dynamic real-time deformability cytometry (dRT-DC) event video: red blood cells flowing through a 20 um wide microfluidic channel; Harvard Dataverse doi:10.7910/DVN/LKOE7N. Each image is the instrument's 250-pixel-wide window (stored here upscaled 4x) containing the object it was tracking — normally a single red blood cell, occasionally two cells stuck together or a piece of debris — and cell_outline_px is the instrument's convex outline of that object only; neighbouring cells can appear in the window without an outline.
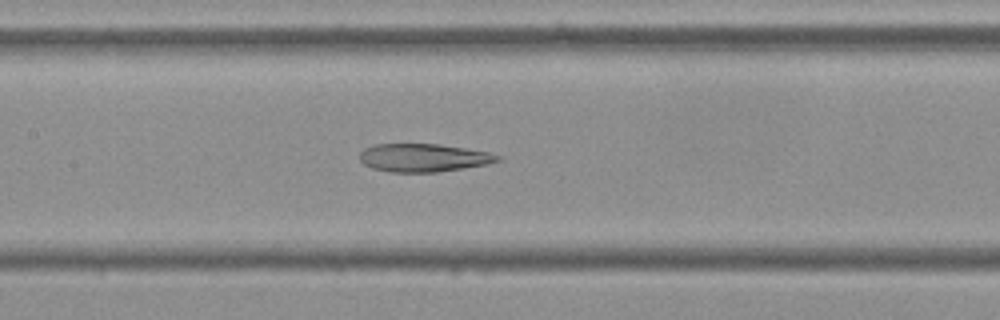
{"species": "Egyptian fruit bat (a non-hibernating species)", "species_latin": "Rousettus aegyptiacus", "temperature_condition": "cold", "stored_images_in_passage": 46, "camera_frame_rate_fps": 3000, "um_per_image_px": 0.085, "frame": {"image": 1, "passage_image": 16, "time_ms": 5.0, "image_size_px": [1000, 320], "cell_outline_px": [[504, 156], [500, 160], [488, 164], [464, 168], [436, 172], [388, 172], [372, 168], [364, 164], [360, 160], [360, 152], [364, 148], [372, 144], [440, 144], [488, 152]], "centroid_in_image_um": [35.99, 13.4], "position_along_channel_um": 171.4, "area_um2": 22.72}}
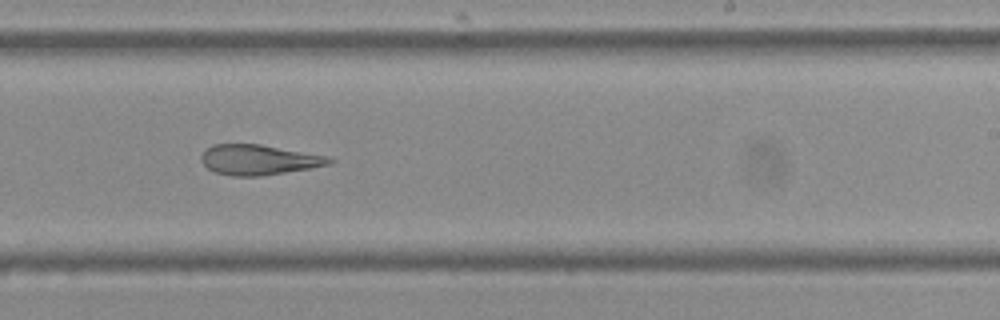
{"frame": {"image": 2, "passage_image": 24, "time_ms": 7.667, "image_size_px": [1000, 320], "cell_outline_px": [[336, 160], [328, 164], [312, 168], [260, 176], [232, 176], [216, 172], [208, 168], [200, 160], [200, 156], [212, 144], [260, 144], [328, 156]], "centroid_in_image_um": [22.0, 13.58], "position_along_channel_um": 267.0, "area_um2": 22.43}}
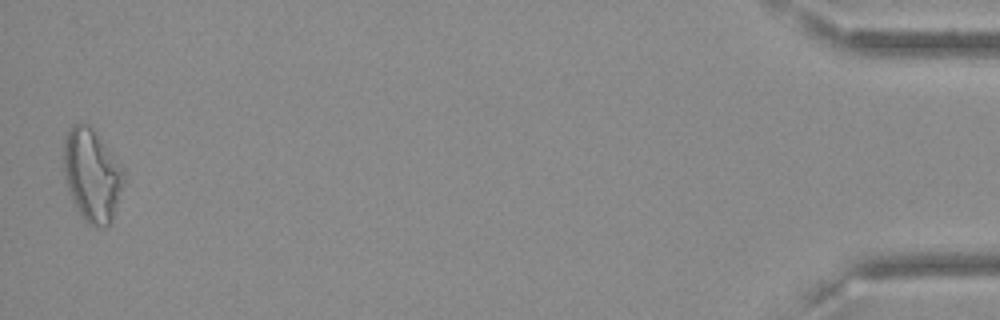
{"frame": {"image": 3, "passage_image": 45, "time_ms": 14.667, "image_size_px": [1000, 320], "cell_outline_px": [[124, 180], [112, 220], [104, 228], [96, 228], [88, 224], [84, 220], [76, 208], [72, 200], [64, 176], [64, 136], [72, 124], [80, 120], [88, 124], [92, 128], [124, 168]], "centroid_in_image_um": [7.8, 14.87], "position_along_channel_um": 427.4, "area_um2": 32.6}, "authors_computed_cell_mechanics": {"area_um2": 24.7962, "velocity_mm_per_s": 3.5967, "shape_relaxation_time_tau1_ms": null, "shape_relaxation_time_tau2_ms": 5.6494, "deformation_change_tau1": null, "deformation_change_tau2": 0.1657}}